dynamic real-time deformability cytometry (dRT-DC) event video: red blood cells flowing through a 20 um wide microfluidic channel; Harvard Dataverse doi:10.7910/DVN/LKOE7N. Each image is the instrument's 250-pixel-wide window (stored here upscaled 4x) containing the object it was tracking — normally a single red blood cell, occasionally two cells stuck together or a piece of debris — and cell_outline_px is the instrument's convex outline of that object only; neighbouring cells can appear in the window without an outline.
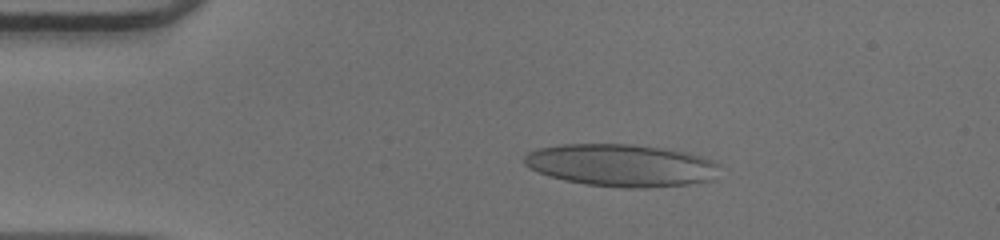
{"species": "human", "species_latin": "Homo sapiens", "temperature_condition": "warm", "stored_images_in_passage": 50, "camera_frame_rate_fps": 3000, "um_per_image_px": 0.085, "donor": {"sex": "male"}, "frame": {"image": 1, "passage_image": 9, "time_ms": 2.667, "image_size_px": [1000, 240], "cell_outline_px": [[720, 164], [712, 180], [688, 184], [648, 188], [624, 188], [584, 184], [564, 180], [548, 176], [528, 168], [524, 164], [524, 156], [528, 152], [540, 148], [560, 144], [632, 144], [664, 148], [688, 152], [716, 160]], "centroid_in_image_um": [52.81, 14.05], "position_along_channel_um": 32.2, "area_um2": 48.67}}
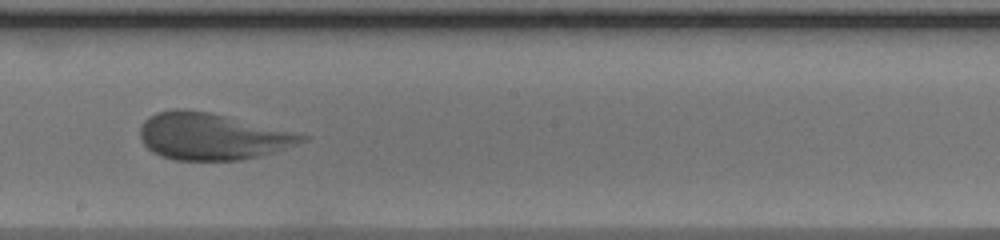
{"frame": {"image": 2, "passage_image": 28, "time_ms": 9.0, "image_size_px": [1000, 240], "cell_outline_px": [[308, 140], [272, 152], [240, 160], [176, 160], [160, 156], [152, 152], [140, 140], [140, 128], [144, 120], [148, 116], [156, 112], [176, 108], [184, 108], [212, 112], [308, 136]], "centroid_in_image_um": [17.93, 11.58], "position_along_channel_um": 230.3, "area_um2": 43.87}}
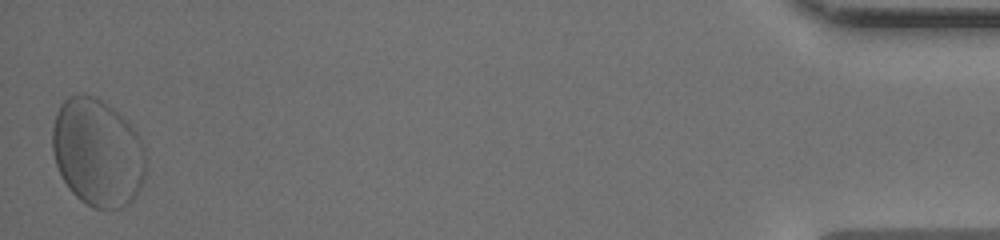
{"frame": {"image": 3, "passage_image": 50, "time_ms": 16.333, "image_size_px": [1000, 240], "cell_outline_px": [[144, 180], [136, 196], [128, 204], [120, 208], [92, 208], [80, 200], [68, 188], [56, 164], [52, 152], [52, 128], [56, 112], [60, 104], [68, 96], [80, 92], [96, 96], [128, 120], [136, 132], [144, 148]], "centroid_in_image_um": [8.27, 12.94], "position_along_channel_um": 426.9, "area_um2": 59.01}}